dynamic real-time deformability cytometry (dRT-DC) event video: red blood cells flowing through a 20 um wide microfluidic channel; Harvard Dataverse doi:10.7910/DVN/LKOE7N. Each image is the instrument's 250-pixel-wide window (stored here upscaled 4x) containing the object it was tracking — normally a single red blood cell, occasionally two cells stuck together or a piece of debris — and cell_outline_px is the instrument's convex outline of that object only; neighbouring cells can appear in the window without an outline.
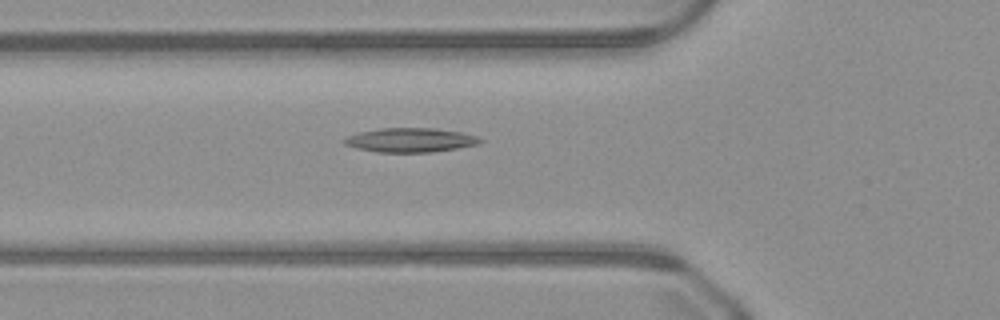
{"species": "common noctule bat (a hibernating species)", "species_latin": "Nyctalus noctula", "temperature_condition": "warm", "stored_images_in_passage": 44, "camera_frame_rate_fps": 3000, "um_per_image_px": 0.085, "animal": {"sex": "male", "body_mass_g": 23.1, "forearm_length_mm": 52.7}, "frame": {"image": 1, "passage_image": 12, "time_ms": 3.667, "image_size_px": [1000, 320], "cell_outline_px": [[484, 140], [480, 144], [432, 152], [376, 152], [356, 148], [344, 144], [340, 140], [348, 136], [360, 132], [380, 128], [432, 128], [460, 132], [476, 136]], "centroid_in_image_um": [34.86, 11.91], "position_along_channel_um": 90.9, "area_um2": 19.13}}
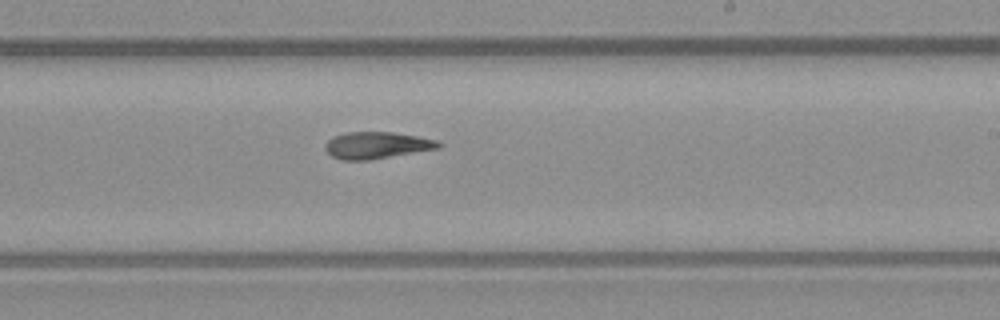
{"frame": {"image": 2, "passage_image": 24, "time_ms": 7.667, "image_size_px": [1000, 320], "cell_outline_px": [[444, 144], [440, 148], [368, 160], [340, 160], [332, 156], [324, 148], [324, 144], [332, 136], [344, 132], [392, 132], [420, 136], [440, 140]], "centroid_in_image_um": [32.05, 12.33], "position_along_channel_um": 257.0, "area_um2": 17.98}}
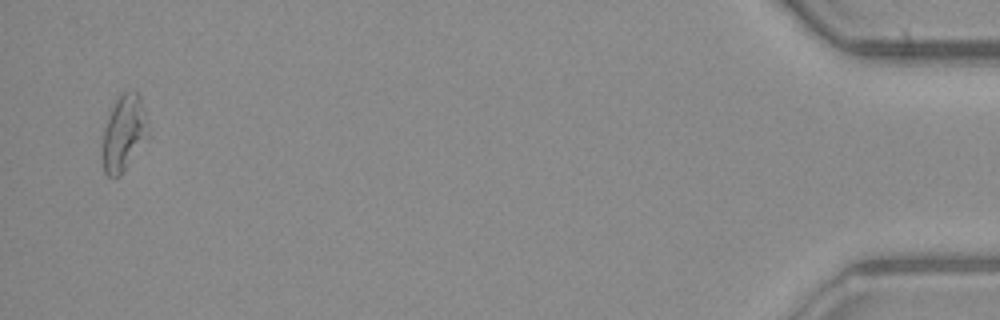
{"frame": {"image": 3, "passage_image": 43, "time_ms": 14.0, "image_size_px": [1000, 320], "cell_outline_px": [[148, 140], [120, 176], [108, 176], [104, 172], [100, 156], [104, 128], [108, 116], [116, 96], [128, 88], [136, 92], [140, 100], [148, 120]], "centroid_in_image_um": [10.51, 11.32], "position_along_channel_um": 424.7, "area_um2": 20.92}}